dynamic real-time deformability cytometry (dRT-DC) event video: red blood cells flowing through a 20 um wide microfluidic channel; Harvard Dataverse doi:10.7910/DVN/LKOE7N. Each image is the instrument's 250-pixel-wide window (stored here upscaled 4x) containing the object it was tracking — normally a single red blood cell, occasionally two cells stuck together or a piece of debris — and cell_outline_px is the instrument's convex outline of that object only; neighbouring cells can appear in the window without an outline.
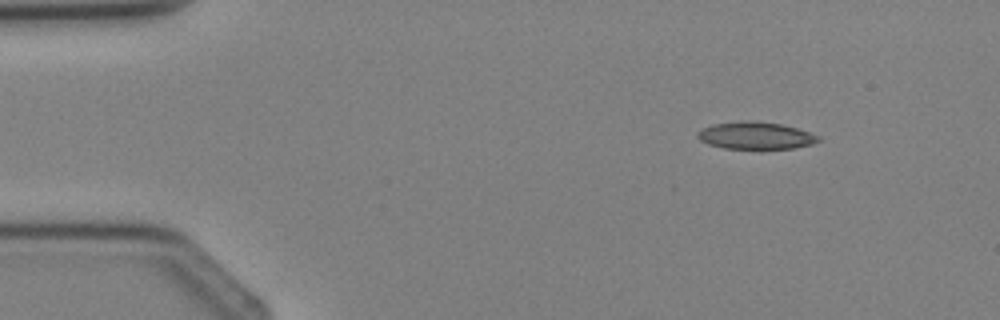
{"species": "Egyptian fruit bat (a non-hibernating species)", "species_latin": "Rousettus aegyptiacus", "temperature_condition": "cold", "stored_images_in_passage": 3, "camera_frame_rate_fps": 3000, "um_per_image_px": 0.085, "animal": {"sex": "female"}, "frame": {"image": 1, "passage_image": 1, "time_ms": 0.0, "image_size_px": [1000, 320], "cell_outline_px": [[820, 140], [812, 144], [796, 148], [724, 148], [708, 144], [700, 140], [696, 136], [696, 132], [712, 124], [740, 120], [752, 120], [780, 124], [796, 128], [820, 136]], "centroid_in_image_um": [64.2, 11.51], "position_along_channel_um": 20.8, "area_um2": 19.13}}